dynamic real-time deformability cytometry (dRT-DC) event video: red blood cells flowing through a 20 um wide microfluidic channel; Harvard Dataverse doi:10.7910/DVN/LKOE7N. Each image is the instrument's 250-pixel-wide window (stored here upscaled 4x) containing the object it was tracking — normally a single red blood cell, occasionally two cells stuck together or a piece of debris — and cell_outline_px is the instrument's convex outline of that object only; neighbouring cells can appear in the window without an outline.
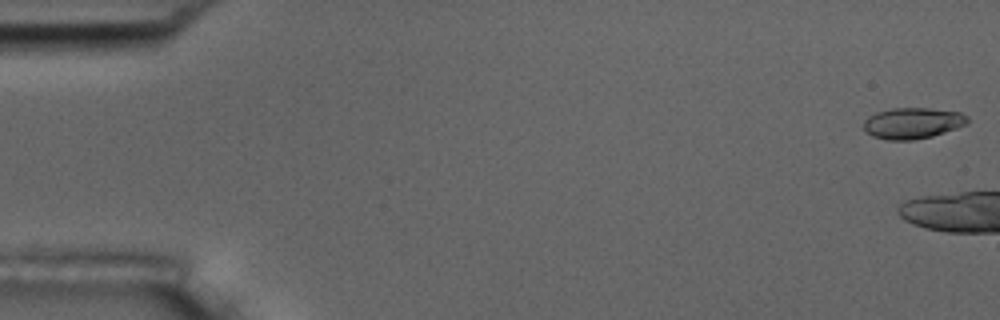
{"species": "common noctule bat (a hibernating species)", "species_latin": "Nyctalus noctula", "temperature_condition": "room temperature", "stored_images_in_passage": 9, "camera_frame_rate_fps": 3000, "um_per_image_px": 0.085, "animal": {"sex": "male", "body_mass_g": 17.5, "forearm_length_mm": 52.3}, "frame": {"image": 1, "passage_image": 1, "time_ms": 0.0, "image_size_px": [1000, 320], "cell_outline_px": [[968, 124], [932, 136], [912, 140], [888, 140], [872, 136], [864, 128], [864, 120], [868, 116], [876, 112], [892, 108], [928, 108], [960, 112], [968, 116]], "centroid_in_image_um": [77.57, 10.46], "position_along_channel_um": 7.4, "area_um2": 18.79}}